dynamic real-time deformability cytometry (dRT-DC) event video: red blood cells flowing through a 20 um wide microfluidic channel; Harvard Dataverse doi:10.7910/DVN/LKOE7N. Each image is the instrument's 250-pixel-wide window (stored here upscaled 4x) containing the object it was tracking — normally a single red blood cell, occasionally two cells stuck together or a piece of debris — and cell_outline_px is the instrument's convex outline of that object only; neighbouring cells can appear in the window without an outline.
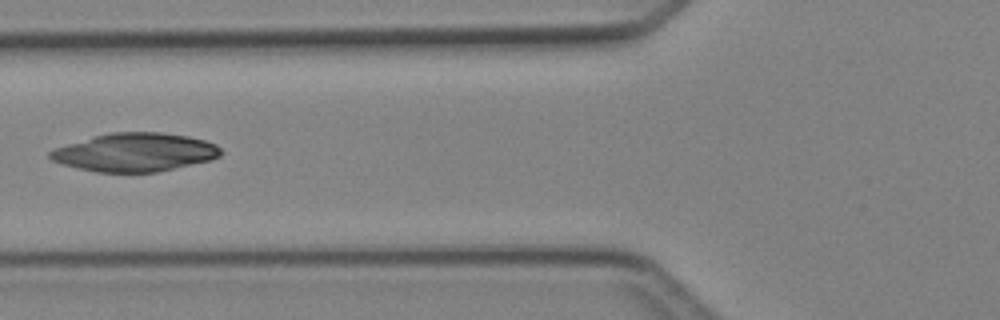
{"species": "Egyptian fruit bat (a non-hibernating species)", "species_latin": "Rousettus aegyptiacus", "temperature_condition": "cold", "stored_images_in_passage": 4, "camera_frame_rate_fps": 3000, "um_per_image_px": 0.085, "animal": {"sex": "female"}, "frame": {"image": 1, "passage_image": 3, "time_ms": 2.333, "image_size_px": [1000, 320], "cell_outline_px": [[224, 152], [220, 156], [212, 160], [156, 172], [96, 172], [64, 164], [52, 160], [48, 156], [48, 152], [56, 148], [92, 136], [112, 132], [160, 132], [188, 136], [204, 140], [216, 144]], "centroid_in_image_um": [11.51, 12.94], "position_along_channel_um": 114.3, "area_um2": 38.09}}
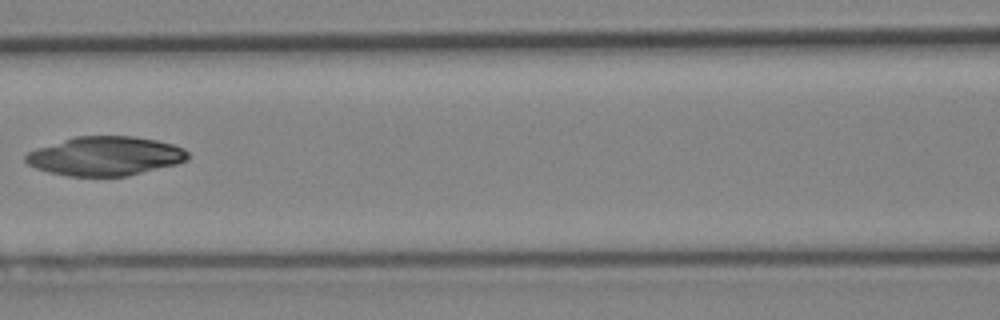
{"frame": {"image": 2, "passage_image": 4, "time_ms": 3.333, "image_size_px": [1000, 320], "cell_outline_px": [[188, 160], [176, 164], [128, 176], [68, 176], [48, 172], [36, 168], [28, 164], [24, 160], [24, 156], [28, 152], [36, 148], [76, 136], [132, 136], [156, 140], [172, 144], [184, 148], [188, 152]], "centroid_in_image_um": [8.94, 13.27], "position_along_channel_um": 157.7, "area_um2": 36.93}}